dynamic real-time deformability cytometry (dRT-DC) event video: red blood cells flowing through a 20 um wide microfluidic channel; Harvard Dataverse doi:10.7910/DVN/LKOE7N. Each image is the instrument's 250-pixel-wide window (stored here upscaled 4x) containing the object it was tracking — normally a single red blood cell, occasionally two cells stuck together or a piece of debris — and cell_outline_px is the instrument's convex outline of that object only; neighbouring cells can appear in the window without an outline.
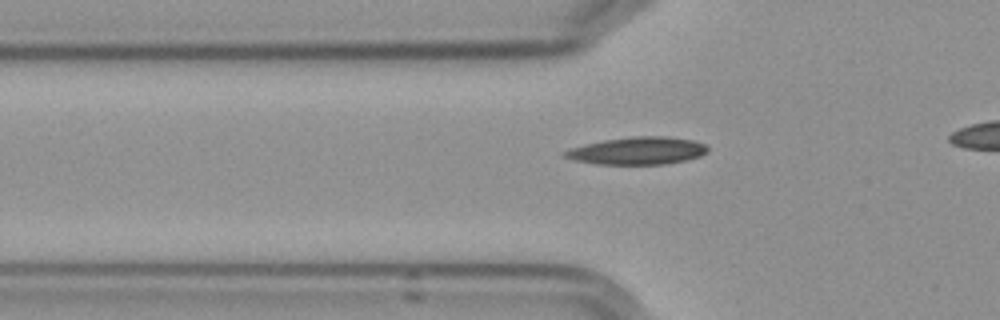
{"species": "Egyptian fruit bat (a non-hibernating species)", "species_latin": "Rousettus aegyptiacus", "temperature_condition": "cold", "stored_images_in_passage": 36, "camera_frame_rate_fps": 3000, "um_per_image_px": 0.085, "frame": {"image": 1, "passage_image": 6, "time_ms": 1.667, "image_size_px": [1000, 320], "cell_outline_px": [[708, 152], [700, 156], [684, 160], [664, 164], [596, 164], [572, 160], [564, 156], [560, 152], [568, 148], [584, 144], [604, 140], [632, 136], [664, 136], [692, 140], [704, 144], [708, 148]], "centroid_in_image_um": [54.12, 12.81], "position_along_channel_um": 71.7, "area_um2": 22.95}}
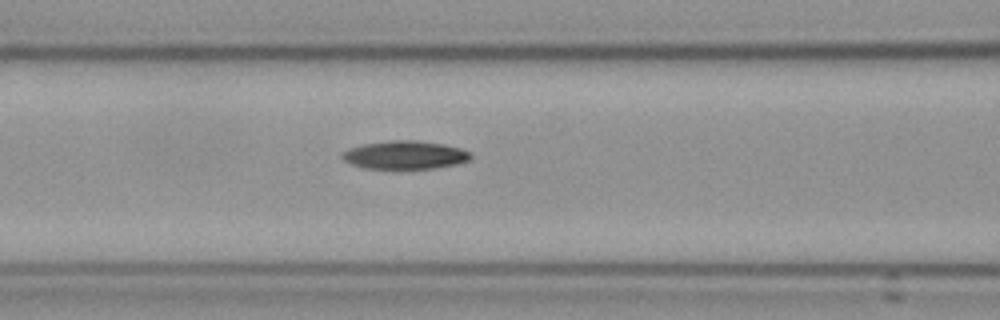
{"frame": {"image": 2, "passage_image": 11, "time_ms": 3.333, "image_size_px": [1000, 320], "cell_outline_px": [[472, 156], [468, 160], [456, 164], [432, 168], [396, 172], [364, 168], [352, 164], [344, 160], [340, 156], [348, 148], [364, 144], [392, 140], [416, 140], [444, 144], [460, 148], [472, 152]], "centroid_in_image_um": [34.4, 13.22], "position_along_channel_um": 132.2, "area_um2": 21.96}}